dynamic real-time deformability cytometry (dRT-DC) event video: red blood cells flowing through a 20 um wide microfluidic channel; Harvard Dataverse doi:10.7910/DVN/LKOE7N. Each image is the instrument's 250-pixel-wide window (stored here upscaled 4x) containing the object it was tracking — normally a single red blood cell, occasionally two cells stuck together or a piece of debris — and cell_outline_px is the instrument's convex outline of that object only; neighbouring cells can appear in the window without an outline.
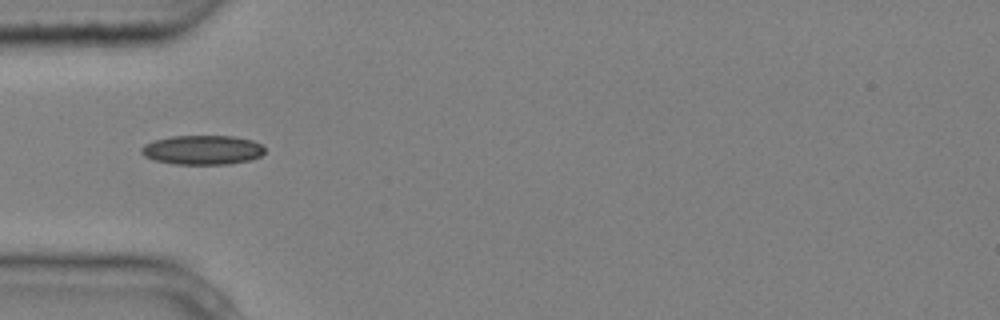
{"species": "common noctule bat (a hibernating species)", "species_latin": "Nyctalus noctula", "temperature_condition": "cold", "stored_images_in_passage": 2, "camera_frame_rate_fps": 3000, "um_per_image_px": 0.085, "animal": {"sex": "male", "body_mass_g": 20.4}, "frame": {"image": 1, "passage_image": 1, "time_ms": 0.0, "image_size_px": [1000, 320], "cell_outline_px": [[264, 152], [260, 156], [252, 160], [228, 164], [172, 164], [156, 160], [144, 156], [140, 152], [140, 148], [144, 144], [152, 140], [172, 136], [236, 136], [252, 140], [260, 144], [264, 148]], "centroid_in_image_um": [17.19, 12.74], "position_along_channel_um": 67.8, "area_um2": 21.27}}
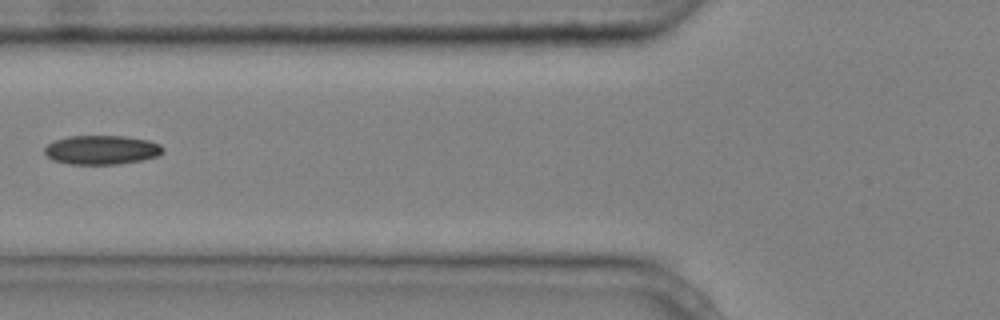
{"frame": {"image": 2, "passage_image": 2, "time_ms": 0.333, "image_size_px": [1000, 320], "cell_outline_px": [[164, 152], [160, 156], [120, 164], [68, 164], [52, 160], [44, 152], [44, 148], [52, 140], [68, 136], [124, 136], [148, 140], [160, 144], [164, 148]], "centroid_in_image_um": [8.64, 12.74], "position_along_channel_um": 117.2, "area_um2": 20.29}}